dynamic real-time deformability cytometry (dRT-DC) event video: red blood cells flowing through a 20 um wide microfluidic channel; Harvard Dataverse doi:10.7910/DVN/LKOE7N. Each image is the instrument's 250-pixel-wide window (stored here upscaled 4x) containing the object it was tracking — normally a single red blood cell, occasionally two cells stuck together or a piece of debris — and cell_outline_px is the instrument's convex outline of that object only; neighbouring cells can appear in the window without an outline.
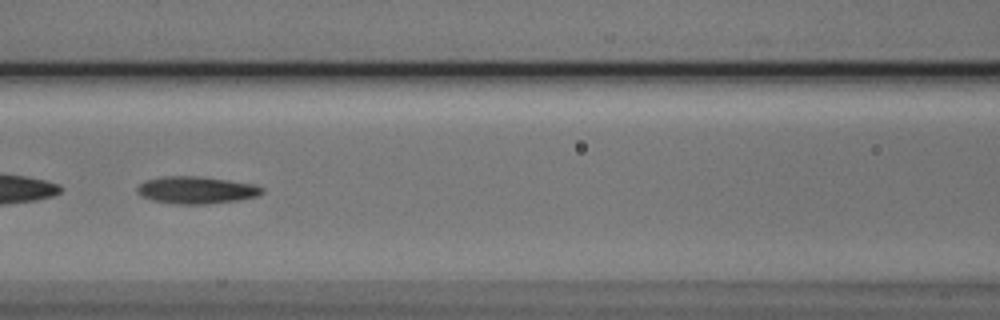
{"species": "Egyptian fruit bat (a non-hibernating species)", "species_latin": "Rousettus aegyptiacus", "temperature_condition": "cold", "stored_images_in_passage": 43, "segment_of_instrument_passage": [1, 2], "camera_frame_rate_fps": 3000, "um_per_image_px": 0.085, "animal": {"sex": "male"}, "frame": {"image": 1, "passage_image": 12, "time_ms": 3.667, "image_size_px": [1000, 320], "cell_outline_px": [[264, 192], [260, 196], [240, 200], [204, 204], [172, 204], [156, 200], [144, 196], [136, 192], [136, 188], [144, 180], [164, 176], [200, 176], [256, 184], [264, 188]], "centroid_in_image_um": [16.75, 16.15], "position_along_channel_um": 149.9, "area_um2": 19.94}}
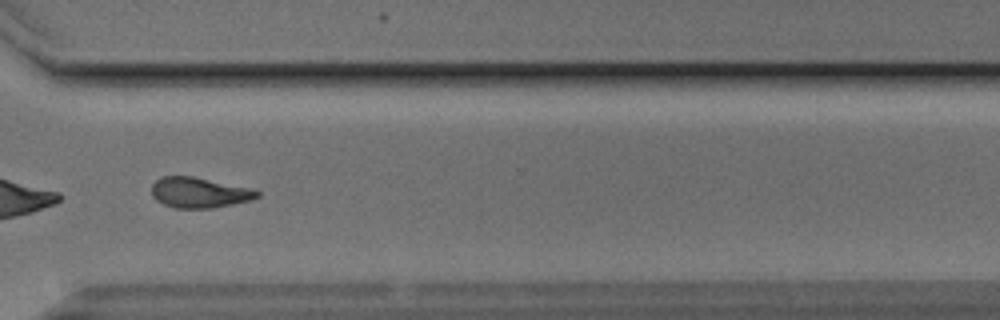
{"frame": {"image": 2, "passage_image": 28, "time_ms": 9.0, "image_size_px": [1000, 320], "cell_outline_px": [[260, 196], [252, 200], [212, 208], [176, 208], [164, 204], [156, 200], [152, 196], [152, 184], [160, 176], [192, 176], [248, 188], [260, 192]], "centroid_in_image_um": [16.9, 16.37], "position_along_channel_um": 353.7, "area_um2": 18.55}}
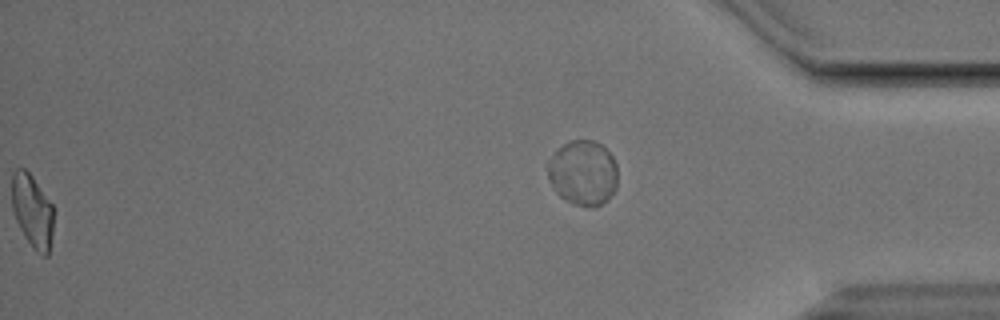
{"frame": {"image": 3, "passage_image": 42, "time_ms": 13.667, "image_size_px": [1000, 320], "cell_outline_px": [[52, 236], [48, 256], [44, 256], [28, 240], [20, 228], [16, 220], [12, 208], [12, 172], [16, 168], [24, 168], [32, 176], [52, 204]], "centroid_in_image_um": [2.73, 17.88], "position_along_channel_um": 432.5, "area_um2": 17.34}}